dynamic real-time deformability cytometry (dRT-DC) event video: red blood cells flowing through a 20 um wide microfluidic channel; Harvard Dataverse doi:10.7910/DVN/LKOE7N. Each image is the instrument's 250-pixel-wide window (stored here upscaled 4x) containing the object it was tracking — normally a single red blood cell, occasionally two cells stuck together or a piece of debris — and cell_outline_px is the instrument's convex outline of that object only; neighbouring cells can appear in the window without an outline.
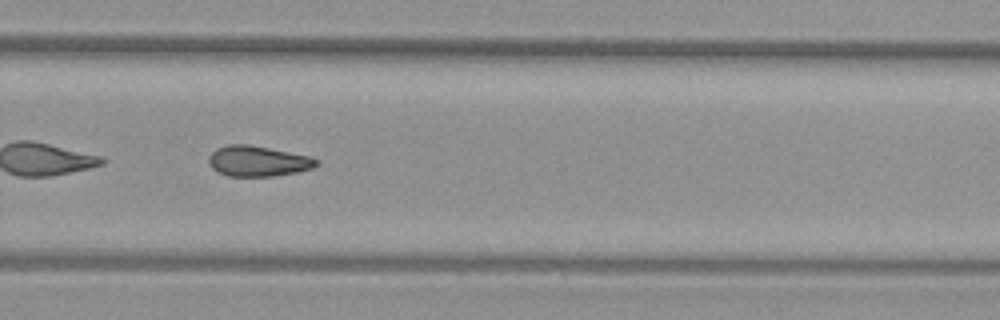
{"species": "common noctule bat (a hibernating species)", "species_latin": "Nyctalus noctula", "temperature_condition": "warm", "stored_images_in_passage": 51, "segment_of_instrument_passage": [2, 2], "camera_frame_rate_fps": 3000, "um_per_image_px": 0.085, "animal": {"sex": "female", "body_mass_g": 29.2, "forearm_length_mm": 56.3}, "frame": {"image": 1, "passage_image": 35, "time_ms": 11.333, "image_size_px": [1000, 320], "cell_outline_px": [[320, 164], [312, 168], [296, 172], [272, 176], [228, 176], [212, 168], [208, 164], [208, 156], [216, 148], [228, 144], [248, 144], [308, 156], [320, 160]], "centroid_in_image_um": [21.9, 13.69], "position_along_channel_um": 307.9, "area_um2": 19.07}}
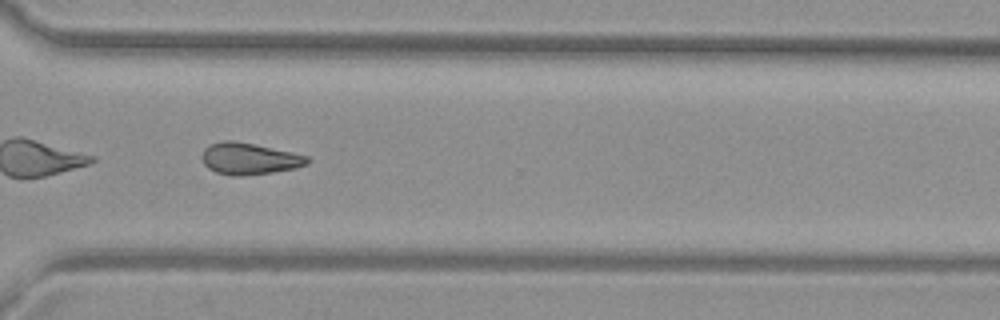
{"frame": {"image": 2, "passage_image": 38, "time_ms": 12.333, "image_size_px": [1000, 320], "cell_outline_px": [[312, 160], [308, 164], [296, 168], [272, 172], [240, 176], [232, 176], [216, 172], [208, 168], [204, 164], [200, 156], [204, 148], [208, 144], [224, 140], [232, 140], [292, 152], [308, 156]], "centroid_in_image_um": [21.17, 13.49], "position_along_channel_um": 349.4, "area_um2": 19.54}}